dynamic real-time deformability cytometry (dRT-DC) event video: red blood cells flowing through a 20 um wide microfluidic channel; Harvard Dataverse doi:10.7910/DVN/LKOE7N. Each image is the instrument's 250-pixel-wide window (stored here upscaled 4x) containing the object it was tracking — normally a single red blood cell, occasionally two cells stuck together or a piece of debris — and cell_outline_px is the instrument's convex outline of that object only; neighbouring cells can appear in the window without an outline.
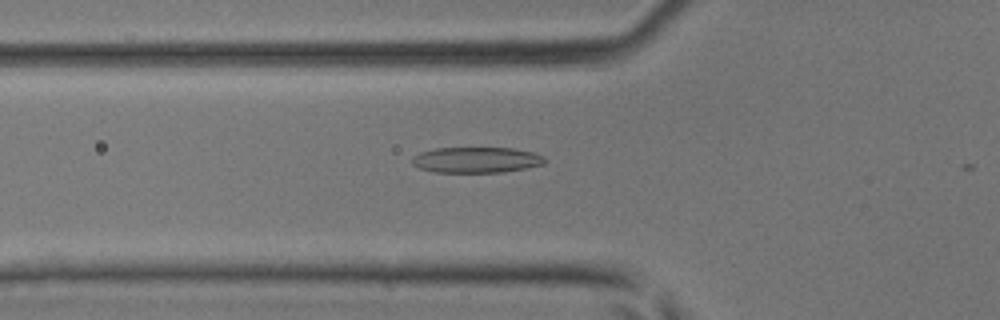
{"species": "common noctule bat (a hibernating species)", "species_latin": "Nyctalus noctula", "temperature_condition": "room temperature", "stored_images_in_passage": 28, "camera_frame_rate_fps": 3000, "um_per_image_px": 0.085, "animal": {"sex": "male", "body_mass_g": 17.9, "forearm_length_mm": 54.2}, "frame": {"image": 1, "passage_image": 3, "time_ms": 0.667, "image_size_px": [1000, 320], "cell_outline_px": [[548, 160], [544, 164], [504, 172], [436, 172], [420, 168], [412, 164], [412, 160], [420, 152], [436, 148], [512, 148], [532, 152], [544, 156]], "centroid_in_image_um": [40.53, 13.59], "position_along_channel_um": 85.3, "area_um2": 19.77}}
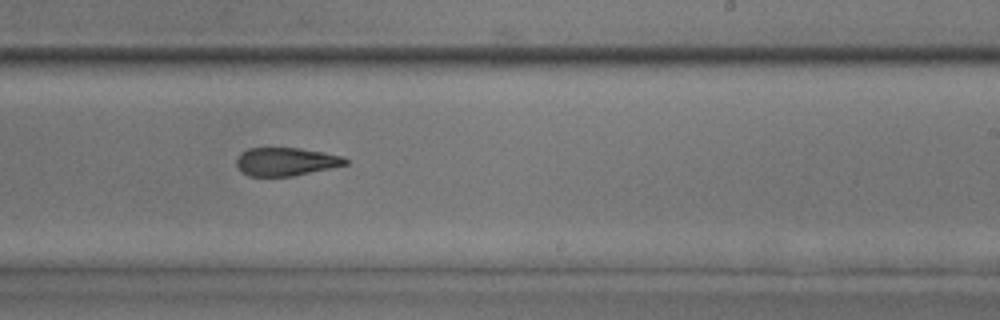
{"frame": {"image": 2, "passage_image": 15, "time_ms": 4.667, "image_size_px": [1000, 320], "cell_outline_px": [[348, 164], [292, 176], [248, 176], [240, 172], [236, 164], [236, 160], [240, 152], [248, 148], [300, 148], [324, 152], [344, 156], [348, 160]], "centroid_in_image_um": [24.28, 13.73], "position_along_channel_um": 264.7, "area_um2": 18.03}}
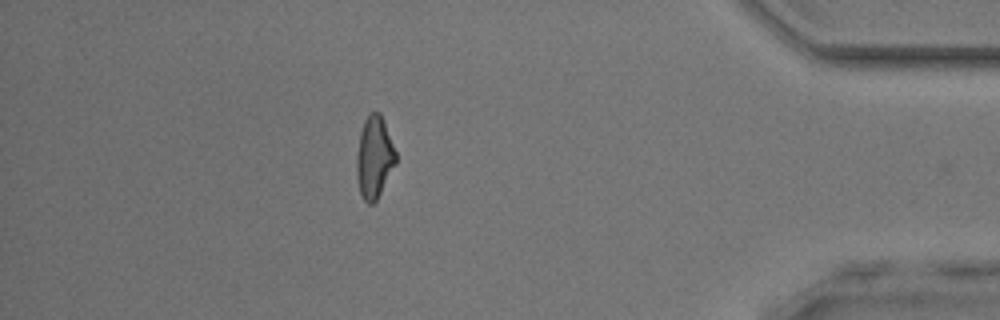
{"frame": {"image": 3, "passage_image": 27, "time_ms": 8.667, "image_size_px": [1000, 320], "cell_outline_px": [[396, 164], [376, 200], [372, 204], [368, 204], [364, 200], [360, 192], [356, 176], [356, 156], [360, 132], [364, 120], [372, 112], [380, 112], [396, 152]], "centroid_in_image_um": [31.8, 13.38], "position_along_channel_um": 403.4, "area_um2": 18.61}}